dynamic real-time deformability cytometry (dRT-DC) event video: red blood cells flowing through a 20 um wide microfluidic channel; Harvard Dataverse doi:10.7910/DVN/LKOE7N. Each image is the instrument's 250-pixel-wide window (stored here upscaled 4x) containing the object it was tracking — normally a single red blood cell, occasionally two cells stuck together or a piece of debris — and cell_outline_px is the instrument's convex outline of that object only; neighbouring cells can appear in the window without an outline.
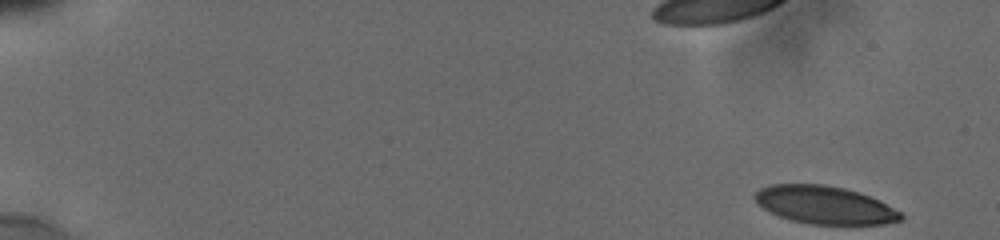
{"species": "human", "species_latin": "Homo sapiens", "temperature_condition": "cold", "stored_images_in_passage": 20, "camera_frame_rate_fps": 3000, "um_per_image_px": 0.085, "donor": {"sex": "male"}, "frame": {"image": 1, "passage_image": 1, "time_ms": 0.0, "image_size_px": [1000, 240], "cell_outline_px": [[904, 216], [900, 220], [884, 224], [808, 224], [792, 220], [780, 216], [764, 208], [752, 196], [760, 188], [768, 184], [824, 184], [844, 188], [868, 196], [900, 212]], "centroid_in_image_um": [70.05, 17.42], "position_along_channel_um": 14.9, "area_um2": 31.73}}
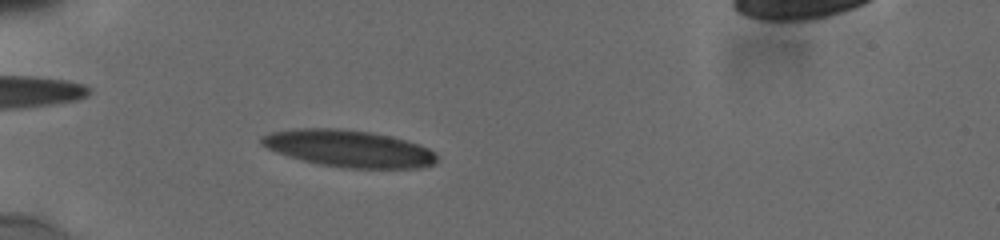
{"frame": {"image": 2, "passage_image": 14, "time_ms": 5.0, "image_size_px": [1000, 240], "cell_outline_px": [[436, 164], [420, 168], [344, 168], [320, 164], [288, 156], [276, 152], [260, 144], [260, 136], [272, 132], [292, 128], [340, 128], [372, 132], [392, 136], [420, 144], [436, 152]], "centroid_in_image_um": [29.66, 12.61], "position_along_channel_um": 55.3, "area_um2": 38.03}}
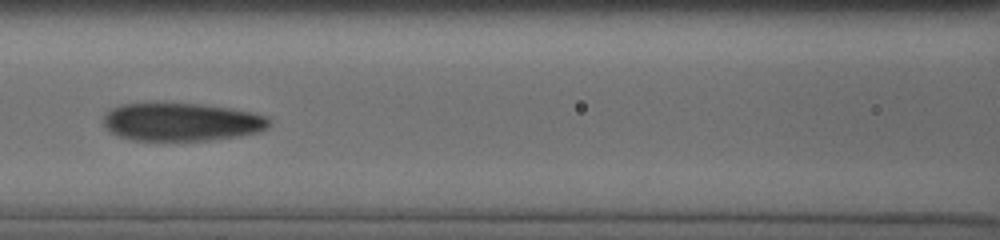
{"frame": {"image": 3, "passage_image": 19, "time_ms": 8.0, "image_size_px": [1000, 240], "cell_outline_px": [[268, 128], [260, 132], [240, 136], [208, 140], [132, 140], [116, 136], [104, 124], [104, 116], [112, 108], [120, 104], [200, 104], [228, 108], [252, 112], [268, 116]], "centroid_in_image_um": [15.46, 10.38], "position_along_channel_um": 151.1, "area_um2": 36.47}}